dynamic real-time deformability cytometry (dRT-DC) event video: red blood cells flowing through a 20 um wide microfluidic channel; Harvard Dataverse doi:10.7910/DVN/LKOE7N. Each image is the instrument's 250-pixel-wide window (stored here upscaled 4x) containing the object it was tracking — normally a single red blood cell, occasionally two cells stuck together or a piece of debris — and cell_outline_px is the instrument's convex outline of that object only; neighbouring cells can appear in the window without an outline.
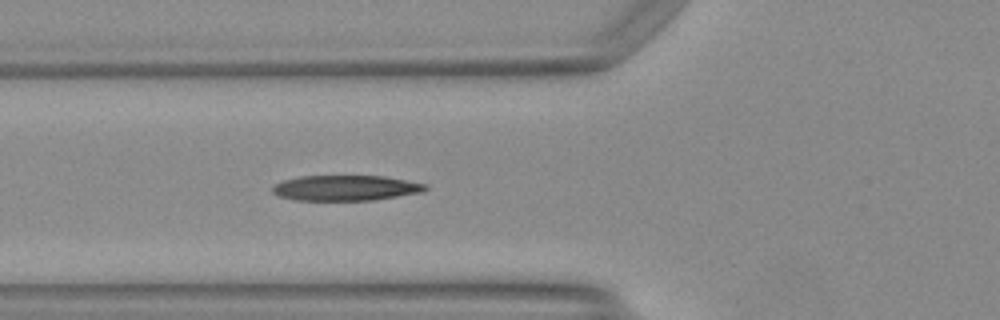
{"species": "Egyptian fruit bat (a non-hibernating species)", "species_latin": "Rousettus aegyptiacus", "temperature_condition": "warm", "stored_images_in_passage": 45, "camera_frame_rate_fps": 3000, "um_per_image_px": 0.085, "animal": {"sex": "female"}, "frame": {"image": 1, "passage_image": 14, "time_ms": 4.333, "image_size_px": [1000, 320], "cell_outline_px": [[428, 188], [420, 192], [372, 200], [292, 200], [280, 196], [272, 192], [272, 188], [276, 184], [284, 180], [300, 176], [384, 176], [424, 184]], "centroid_in_image_um": [29.32, 15.97], "position_along_channel_um": 96.5, "area_um2": 22.25}, "authors_computed_cell_mechanics": {"area_um2": 22.7154, "velocity_mm_per_s": 4.1636, "shape_relaxation_time_tau1_ms": 7.6638, "shape_relaxation_time_tau2_ms": 2.7796, "deformation_change_tau1": 0.2467, "deformation_change_tau2": 0.1114}}